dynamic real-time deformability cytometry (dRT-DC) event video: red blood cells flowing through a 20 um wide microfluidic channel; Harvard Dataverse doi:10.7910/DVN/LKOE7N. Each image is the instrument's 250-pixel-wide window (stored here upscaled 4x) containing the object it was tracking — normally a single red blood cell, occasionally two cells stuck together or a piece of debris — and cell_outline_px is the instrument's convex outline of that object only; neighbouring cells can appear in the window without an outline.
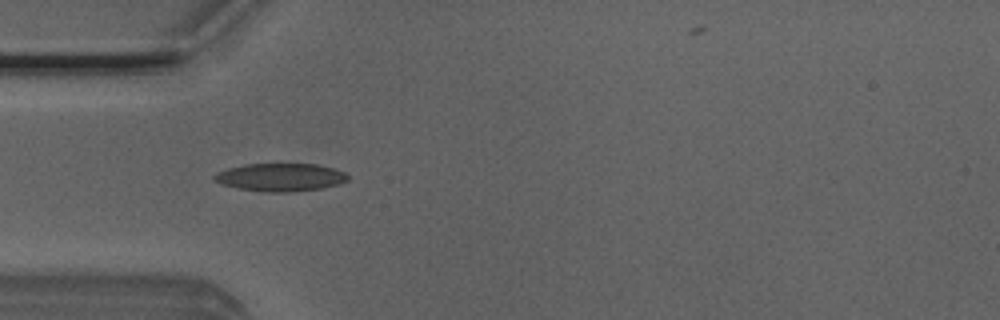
{"species": "Egyptian fruit bat (a non-hibernating species)", "species_latin": "Rousettus aegyptiacus", "temperature_condition": "room temperature", "stored_images_in_passage": 30, "camera_frame_rate_fps": 3000, "um_per_image_px": 0.085, "animal": {"sex": "male"}, "frame": {"image": 1, "passage_image": 4, "time_ms": 1.0, "image_size_px": [1000, 320], "cell_outline_px": [[348, 180], [340, 184], [324, 188], [288, 192], [264, 192], [240, 188], [220, 184], [212, 180], [212, 176], [216, 172], [228, 168], [244, 164], [316, 164], [332, 168], [344, 172], [348, 176]], "centroid_in_image_um": [23.81, 15.07], "position_along_channel_um": 61.2, "area_um2": 21.85}}
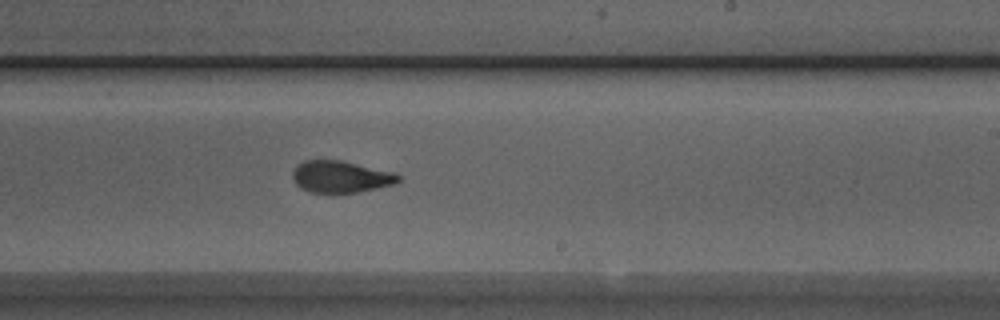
{"frame": {"image": 2, "passage_image": 19, "time_ms": 6.0, "image_size_px": [1000, 320], "cell_outline_px": [[400, 180], [392, 184], [376, 188], [356, 192], [332, 196], [308, 192], [300, 188], [296, 184], [292, 176], [292, 172], [296, 164], [304, 160], [344, 160], [396, 172], [400, 176]], "centroid_in_image_um": [28.92, 15.04], "position_along_channel_um": 260.1, "area_um2": 20.46}}
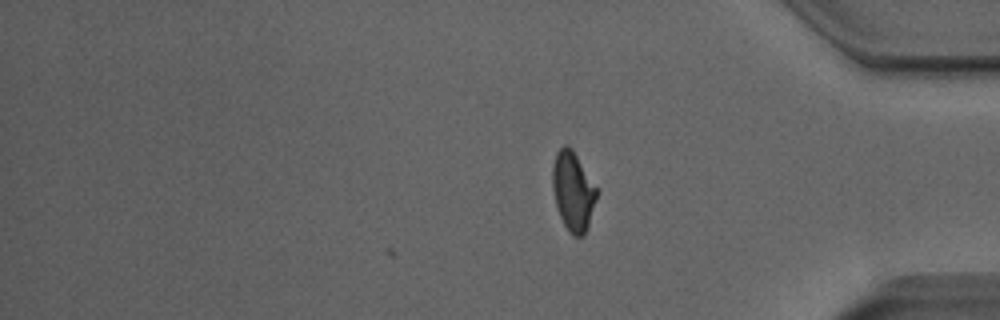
{"frame": {"image": 3, "passage_image": 30, "time_ms": 9.667, "image_size_px": [1000, 320], "cell_outline_px": [[596, 196], [588, 228], [584, 236], [572, 236], [568, 232], [560, 216], [556, 204], [552, 188], [552, 168], [556, 152], [564, 144], [568, 144], [572, 148], [596, 188]], "centroid_in_image_um": [48.68, 16.26], "position_along_channel_um": 386.5, "area_um2": 20.17}, "authors_computed_cell_mechanics": {"area_um2": 20.1722, "velocity_mm_per_s": 4.0025, "shape_relaxation_time_tau1_ms": 5.0732, "shape_relaxation_time_tau2_ms": 1.4214, "deformation_change_tau1": 0.1712, "deformation_change_tau2": 0.0856}}